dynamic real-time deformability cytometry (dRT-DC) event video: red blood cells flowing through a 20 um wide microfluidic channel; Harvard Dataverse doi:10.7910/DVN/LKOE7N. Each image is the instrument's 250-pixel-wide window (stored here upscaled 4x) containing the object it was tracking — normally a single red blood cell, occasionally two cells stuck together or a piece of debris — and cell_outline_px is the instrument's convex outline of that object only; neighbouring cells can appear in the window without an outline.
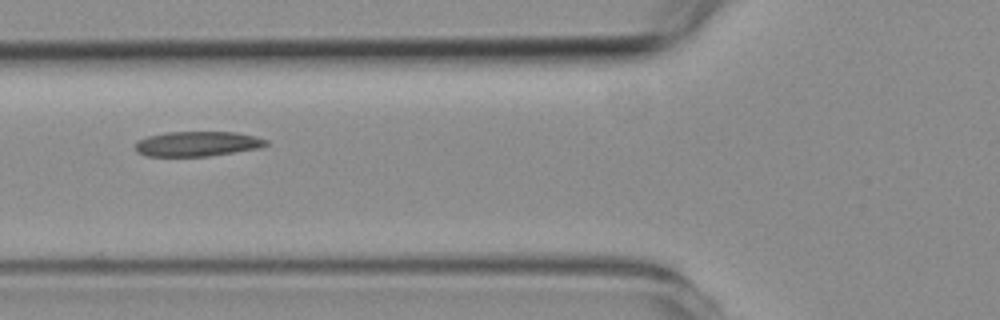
{"species": "common noctule bat (a hibernating species)", "species_latin": "Nyctalus noctula", "temperature_condition": "room temperature", "stored_images_in_passage": 2, "camera_frame_rate_fps": 3000, "um_per_image_px": 0.085, "animal": {"sex": "female", "body_mass_g": 19.3, "forearm_length_mm": 54.1}, "frame": {"image": 1, "passage_image": 2, "time_ms": 1.0, "image_size_px": [1000, 320], "cell_outline_px": [[268, 144], [260, 148], [208, 156], [148, 156], [140, 152], [136, 148], [136, 144], [140, 140], [148, 136], [168, 132], [236, 132], [256, 136], [268, 140]], "centroid_in_image_um": [16.84, 12.22], "position_along_channel_um": 109.0, "area_um2": 18.79}}